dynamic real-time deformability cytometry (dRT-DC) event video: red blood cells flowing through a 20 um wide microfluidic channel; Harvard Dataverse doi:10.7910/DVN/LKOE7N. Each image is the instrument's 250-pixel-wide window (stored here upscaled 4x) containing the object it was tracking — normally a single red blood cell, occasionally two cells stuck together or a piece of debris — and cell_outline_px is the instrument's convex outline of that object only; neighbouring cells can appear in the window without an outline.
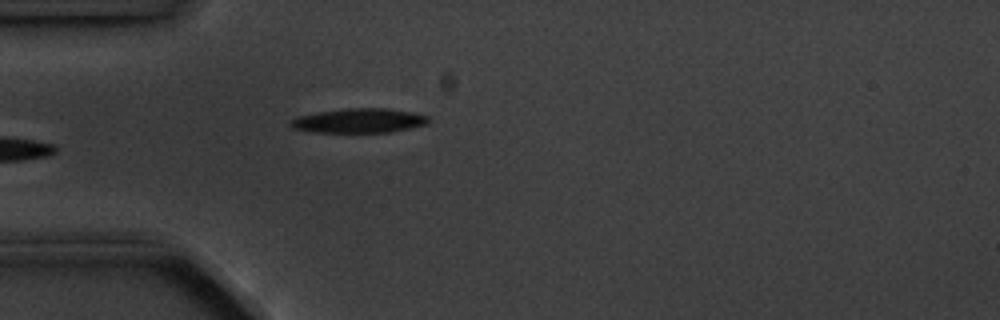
{"species": "common noctule bat (a hibernating species)", "species_latin": "Nyctalus noctula", "temperature_condition": "cold", "stored_images_in_passage": 5, "camera_frame_rate_fps": 3000, "um_per_image_px": 0.085, "animal": {"sex": "male", "body_mass_g": 20.1, "forearm_length_mm": 53.5}, "frame": {"image": 1, "passage_image": 5, "time_ms": 4.667, "image_size_px": [1000, 320], "cell_outline_px": [[428, 120], [424, 124], [392, 132], [308, 132], [292, 128], [288, 124], [288, 120], [296, 116], [316, 112], [344, 108], [388, 108], [412, 112], [428, 116]], "centroid_in_image_um": [30.4, 10.25], "position_along_channel_um": 54.6, "area_um2": 19.77}}